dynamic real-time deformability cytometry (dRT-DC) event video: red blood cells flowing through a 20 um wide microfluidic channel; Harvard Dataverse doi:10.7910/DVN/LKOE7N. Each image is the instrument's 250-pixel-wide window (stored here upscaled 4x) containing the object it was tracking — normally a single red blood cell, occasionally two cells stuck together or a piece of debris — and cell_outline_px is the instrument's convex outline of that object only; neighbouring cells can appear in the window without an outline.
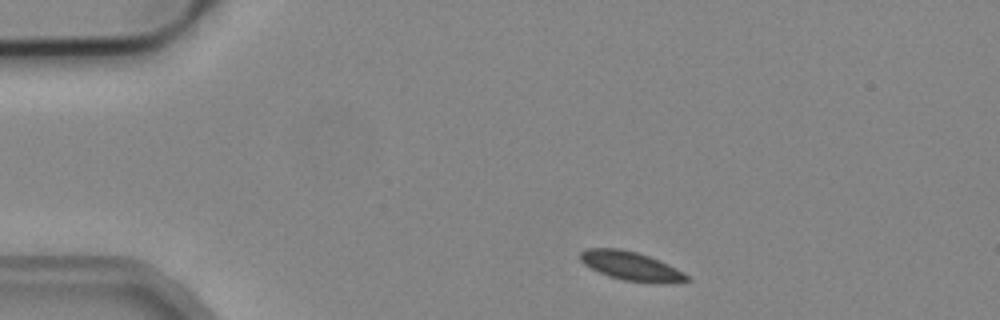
{"species": "common noctule bat (a hibernating species)", "species_latin": "Nyctalus noctula", "temperature_condition": "cold", "stored_images_in_passage": 2, "camera_frame_rate_fps": 3000, "um_per_image_px": 0.085, "animal": {"sex": "male", "body_mass_g": 19.2, "forearm_length_mm": 51.8}, "frame": {"image": 1, "passage_image": 1, "time_ms": 0.0, "image_size_px": [1000, 320], "cell_outline_px": [[692, 280], [672, 284], [660, 284], [624, 280], [608, 276], [584, 264], [580, 260], [580, 252], [588, 248], [620, 248], [636, 252], [660, 260], [684, 272]], "centroid_in_image_um": [53.7, 22.63], "position_along_channel_um": 31.3, "area_um2": 18.09}}